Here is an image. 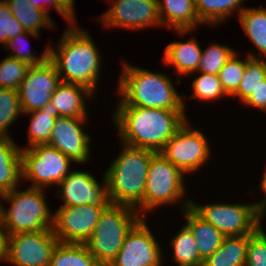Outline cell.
I'll list each match as a JSON object with an SVG mask.
<instances>
[{
  "instance_id": "21",
  "label": "cell",
  "mask_w": 266,
  "mask_h": 266,
  "mask_svg": "<svg viewBox=\"0 0 266 266\" xmlns=\"http://www.w3.org/2000/svg\"><path fill=\"white\" fill-rule=\"evenodd\" d=\"M14 137H0V195L23 186L21 148Z\"/></svg>"
},
{
  "instance_id": "5",
  "label": "cell",
  "mask_w": 266,
  "mask_h": 266,
  "mask_svg": "<svg viewBox=\"0 0 266 266\" xmlns=\"http://www.w3.org/2000/svg\"><path fill=\"white\" fill-rule=\"evenodd\" d=\"M20 186L0 195V223L7 235L36 232L53 227V209L45 189ZM4 202V203H3ZM5 202L9 203L7 205Z\"/></svg>"
},
{
  "instance_id": "31",
  "label": "cell",
  "mask_w": 266,
  "mask_h": 266,
  "mask_svg": "<svg viewBox=\"0 0 266 266\" xmlns=\"http://www.w3.org/2000/svg\"><path fill=\"white\" fill-rule=\"evenodd\" d=\"M40 36V34L26 31L24 33L17 34L3 47L4 49H6V51H9V54L6 56L16 58L19 61H23L30 66L42 64L49 58V44H47V46L44 47L45 50L42 51L40 55H38L36 51H32L31 48H29L30 42L28 41L30 37L38 39L41 38Z\"/></svg>"
},
{
  "instance_id": "43",
  "label": "cell",
  "mask_w": 266,
  "mask_h": 266,
  "mask_svg": "<svg viewBox=\"0 0 266 266\" xmlns=\"http://www.w3.org/2000/svg\"><path fill=\"white\" fill-rule=\"evenodd\" d=\"M76 19L75 0H58Z\"/></svg>"
},
{
  "instance_id": "22",
  "label": "cell",
  "mask_w": 266,
  "mask_h": 266,
  "mask_svg": "<svg viewBox=\"0 0 266 266\" xmlns=\"http://www.w3.org/2000/svg\"><path fill=\"white\" fill-rule=\"evenodd\" d=\"M180 213L185 218L184 224L193 234L200 258L205 261L218 250L225 236L201 218L190 206Z\"/></svg>"
},
{
  "instance_id": "2",
  "label": "cell",
  "mask_w": 266,
  "mask_h": 266,
  "mask_svg": "<svg viewBox=\"0 0 266 266\" xmlns=\"http://www.w3.org/2000/svg\"><path fill=\"white\" fill-rule=\"evenodd\" d=\"M77 24L66 26L56 45L47 42L49 59L55 64L62 82L84 86L97 95L104 69L101 52L89 29Z\"/></svg>"
},
{
  "instance_id": "40",
  "label": "cell",
  "mask_w": 266,
  "mask_h": 266,
  "mask_svg": "<svg viewBox=\"0 0 266 266\" xmlns=\"http://www.w3.org/2000/svg\"><path fill=\"white\" fill-rule=\"evenodd\" d=\"M266 113V79L260 82L252 94L241 104Z\"/></svg>"
},
{
  "instance_id": "30",
  "label": "cell",
  "mask_w": 266,
  "mask_h": 266,
  "mask_svg": "<svg viewBox=\"0 0 266 266\" xmlns=\"http://www.w3.org/2000/svg\"><path fill=\"white\" fill-rule=\"evenodd\" d=\"M49 266H101L85 244L58 243Z\"/></svg>"
},
{
  "instance_id": "12",
  "label": "cell",
  "mask_w": 266,
  "mask_h": 266,
  "mask_svg": "<svg viewBox=\"0 0 266 266\" xmlns=\"http://www.w3.org/2000/svg\"><path fill=\"white\" fill-rule=\"evenodd\" d=\"M146 221V218H141L127 233L109 266H164V245L161 247V240H157Z\"/></svg>"
},
{
  "instance_id": "25",
  "label": "cell",
  "mask_w": 266,
  "mask_h": 266,
  "mask_svg": "<svg viewBox=\"0 0 266 266\" xmlns=\"http://www.w3.org/2000/svg\"><path fill=\"white\" fill-rule=\"evenodd\" d=\"M245 2L246 0H195V9L199 21L212 28L228 21L231 15L237 14L238 17L246 7Z\"/></svg>"
},
{
  "instance_id": "37",
  "label": "cell",
  "mask_w": 266,
  "mask_h": 266,
  "mask_svg": "<svg viewBox=\"0 0 266 266\" xmlns=\"http://www.w3.org/2000/svg\"><path fill=\"white\" fill-rule=\"evenodd\" d=\"M263 225L249 234L245 266H266V231Z\"/></svg>"
},
{
  "instance_id": "38",
  "label": "cell",
  "mask_w": 266,
  "mask_h": 266,
  "mask_svg": "<svg viewBox=\"0 0 266 266\" xmlns=\"http://www.w3.org/2000/svg\"><path fill=\"white\" fill-rule=\"evenodd\" d=\"M21 23L12 15L8 4L0 2V44L2 48L17 34L24 33Z\"/></svg>"
},
{
  "instance_id": "13",
  "label": "cell",
  "mask_w": 266,
  "mask_h": 266,
  "mask_svg": "<svg viewBox=\"0 0 266 266\" xmlns=\"http://www.w3.org/2000/svg\"><path fill=\"white\" fill-rule=\"evenodd\" d=\"M58 243L53 228L8 235L5 263L12 266H49Z\"/></svg>"
},
{
  "instance_id": "32",
  "label": "cell",
  "mask_w": 266,
  "mask_h": 266,
  "mask_svg": "<svg viewBox=\"0 0 266 266\" xmlns=\"http://www.w3.org/2000/svg\"><path fill=\"white\" fill-rule=\"evenodd\" d=\"M266 79V59L251 58L246 54V67L238 90L231 96L240 105L252 94L255 88Z\"/></svg>"
},
{
  "instance_id": "18",
  "label": "cell",
  "mask_w": 266,
  "mask_h": 266,
  "mask_svg": "<svg viewBox=\"0 0 266 266\" xmlns=\"http://www.w3.org/2000/svg\"><path fill=\"white\" fill-rule=\"evenodd\" d=\"M157 3L162 28L173 29L182 38L197 33L195 30L203 25L195 9V0H157Z\"/></svg>"
},
{
  "instance_id": "6",
  "label": "cell",
  "mask_w": 266,
  "mask_h": 266,
  "mask_svg": "<svg viewBox=\"0 0 266 266\" xmlns=\"http://www.w3.org/2000/svg\"><path fill=\"white\" fill-rule=\"evenodd\" d=\"M186 177L179 168L157 152L150 161L143 201L135 208L140 216L147 218L146 215L162 209V206L168 208V205L178 204L182 211L189 207L191 197Z\"/></svg>"
},
{
  "instance_id": "27",
  "label": "cell",
  "mask_w": 266,
  "mask_h": 266,
  "mask_svg": "<svg viewBox=\"0 0 266 266\" xmlns=\"http://www.w3.org/2000/svg\"><path fill=\"white\" fill-rule=\"evenodd\" d=\"M53 104L48 102L44 107L28 113L23 116H29V125L27 131V145L21 149L31 148L36 145L48 144L51 137L52 129L55 125Z\"/></svg>"
},
{
  "instance_id": "42",
  "label": "cell",
  "mask_w": 266,
  "mask_h": 266,
  "mask_svg": "<svg viewBox=\"0 0 266 266\" xmlns=\"http://www.w3.org/2000/svg\"><path fill=\"white\" fill-rule=\"evenodd\" d=\"M7 236V232L2 228L0 223V263H5L6 261Z\"/></svg>"
},
{
  "instance_id": "24",
  "label": "cell",
  "mask_w": 266,
  "mask_h": 266,
  "mask_svg": "<svg viewBox=\"0 0 266 266\" xmlns=\"http://www.w3.org/2000/svg\"><path fill=\"white\" fill-rule=\"evenodd\" d=\"M12 15L21 23L26 32L40 34L42 29H49L53 32L56 25L52 16L34 7L30 0H6Z\"/></svg>"
},
{
  "instance_id": "9",
  "label": "cell",
  "mask_w": 266,
  "mask_h": 266,
  "mask_svg": "<svg viewBox=\"0 0 266 266\" xmlns=\"http://www.w3.org/2000/svg\"><path fill=\"white\" fill-rule=\"evenodd\" d=\"M192 125L188 118L159 152L186 176L200 173L213 156L209 137Z\"/></svg>"
},
{
  "instance_id": "20",
  "label": "cell",
  "mask_w": 266,
  "mask_h": 266,
  "mask_svg": "<svg viewBox=\"0 0 266 266\" xmlns=\"http://www.w3.org/2000/svg\"><path fill=\"white\" fill-rule=\"evenodd\" d=\"M196 36L186 41H173L163 50L161 61L162 67L173 68L175 71L171 74L186 78L190 74L196 73L201 59L202 47Z\"/></svg>"
},
{
  "instance_id": "8",
  "label": "cell",
  "mask_w": 266,
  "mask_h": 266,
  "mask_svg": "<svg viewBox=\"0 0 266 266\" xmlns=\"http://www.w3.org/2000/svg\"><path fill=\"white\" fill-rule=\"evenodd\" d=\"M197 203L192 197L190 207L225 237L252 234L264 223L257 213L254 201Z\"/></svg>"
},
{
  "instance_id": "28",
  "label": "cell",
  "mask_w": 266,
  "mask_h": 266,
  "mask_svg": "<svg viewBox=\"0 0 266 266\" xmlns=\"http://www.w3.org/2000/svg\"><path fill=\"white\" fill-rule=\"evenodd\" d=\"M179 232L169 239L171 261L176 266H203V260L199 256L197 245L190 229L182 223Z\"/></svg>"
},
{
  "instance_id": "23",
  "label": "cell",
  "mask_w": 266,
  "mask_h": 266,
  "mask_svg": "<svg viewBox=\"0 0 266 266\" xmlns=\"http://www.w3.org/2000/svg\"><path fill=\"white\" fill-rule=\"evenodd\" d=\"M240 27L256 52L247 51L251 58L266 59V7H245L239 14Z\"/></svg>"
},
{
  "instance_id": "35",
  "label": "cell",
  "mask_w": 266,
  "mask_h": 266,
  "mask_svg": "<svg viewBox=\"0 0 266 266\" xmlns=\"http://www.w3.org/2000/svg\"><path fill=\"white\" fill-rule=\"evenodd\" d=\"M240 56L237 50L218 73L219 81L229 97L238 90L245 72L246 53L244 55L245 58Z\"/></svg>"
},
{
  "instance_id": "36",
  "label": "cell",
  "mask_w": 266,
  "mask_h": 266,
  "mask_svg": "<svg viewBox=\"0 0 266 266\" xmlns=\"http://www.w3.org/2000/svg\"><path fill=\"white\" fill-rule=\"evenodd\" d=\"M30 65L16 58L5 56L0 61V88L17 90L25 79Z\"/></svg>"
},
{
  "instance_id": "15",
  "label": "cell",
  "mask_w": 266,
  "mask_h": 266,
  "mask_svg": "<svg viewBox=\"0 0 266 266\" xmlns=\"http://www.w3.org/2000/svg\"><path fill=\"white\" fill-rule=\"evenodd\" d=\"M88 121L89 118L57 117L48 145L71 159L73 165L89 164L93 137L84 128Z\"/></svg>"
},
{
  "instance_id": "33",
  "label": "cell",
  "mask_w": 266,
  "mask_h": 266,
  "mask_svg": "<svg viewBox=\"0 0 266 266\" xmlns=\"http://www.w3.org/2000/svg\"><path fill=\"white\" fill-rule=\"evenodd\" d=\"M19 116H23V110L18 91L0 88V137H12L8 130L18 122Z\"/></svg>"
},
{
  "instance_id": "10",
  "label": "cell",
  "mask_w": 266,
  "mask_h": 266,
  "mask_svg": "<svg viewBox=\"0 0 266 266\" xmlns=\"http://www.w3.org/2000/svg\"><path fill=\"white\" fill-rule=\"evenodd\" d=\"M21 155L22 182L45 190L56 187L72 171L74 163L48 144L21 149Z\"/></svg>"
},
{
  "instance_id": "39",
  "label": "cell",
  "mask_w": 266,
  "mask_h": 266,
  "mask_svg": "<svg viewBox=\"0 0 266 266\" xmlns=\"http://www.w3.org/2000/svg\"><path fill=\"white\" fill-rule=\"evenodd\" d=\"M34 7L50 13V9H55L57 13L67 22L68 25H74L78 20L58 1V0H30Z\"/></svg>"
},
{
  "instance_id": "17",
  "label": "cell",
  "mask_w": 266,
  "mask_h": 266,
  "mask_svg": "<svg viewBox=\"0 0 266 266\" xmlns=\"http://www.w3.org/2000/svg\"><path fill=\"white\" fill-rule=\"evenodd\" d=\"M60 83L57 68L49 58L40 65L30 66L25 79L17 89L23 113L44 107L50 102Z\"/></svg>"
},
{
  "instance_id": "1",
  "label": "cell",
  "mask_w": 266,
  "mask_h": 266,
  "mask_svg": "<svg viewBox=\"0 0 266 266\" xmlns=\"http://www.w3.org/2000/svg\"><path fill=\"white\" fill-rule=\"evenodd\" d=\"M111 123L119 142L136 148L160 152L167 141L189 118L185 110L115 106Z\"/></svg>"
},
{
  "instance_id": "3",
  "label": "cell",
  "mask_w": 266,
  "mask_h": 266,
  "mask_svg": "<svg viewBox=\"0 0 266 266\" xmlns=\"http://www.w3.org/2000/svg\"><path fill=\"white\" fill-rule=\"evenodd\" d=\"M121 72L118 75L115 106H137L168 110H185L183 91L179 93L176 84L181 86V79L174 83L168 73L153 71L133 65L126 59L121 60Z\"/></svg>"
},
{
  "instance_id": "7",
  "label": "cell",
  "mask_w": 266,
  "mask_h": 266,
  "mask_svg": "<svg viewBox=\"0 0 266 266\" xmlns=\"http://www.w3.org/2000/svg\"><path fill=\"white\" fill-rule=\"evenodd\" d=\"M141 218L133 207L109 203L84 244L101 266H109L120 251L127 233Z\"/></svg>"
},
{
  "instance_id": "14",
  "label": "cell",
  "mask_w": 266,
  "mask_h": 266,
  "mask_svg": "<svg viewBox=\"0 0 266 266\" xmlns=\"http://www.w3.org/2000/svg\"><path fill=\"white\" fill-rule=\"evenodd\" d=\"M107 205L60 206L53 214V231L60 243L84 244Z\"/></svg>"
},
{
  "instance_id": "29",
  "label": "cell",
  "mask_w": 266,
  "mask_h": 266,
  "mask_svg": "<svg viewBox=\"0 0 266 266\" xmlns=\"http://www.w3.org/2000/svg\"><path fill=\"white\" fill-rule=\"evenodd\" d=\"M194 76L191 81V95L186 97V93H183V105L187 113V101L186 98L190 100L194 99L195 102L198 100L204 103L208 102H221V99L227 97L230 98L224 91L221 82L219 81L218 75L207 74V73H193L190 76Z\"/></svg>"
},
{
  "instance_id": "19",
  "label": "cell",
  "mask_w": 266,
  "mask_h": 266,
  "mask_svg": "<svg viewBox=\"0 0 266 266\" xmlns=\"http://www.w3.org/2000/svg\"><path fill=\"white\" fill-rule=\"evenodd\" d=\"M88 88L72 83L62 82L52 94L50 102L53 104L54 117L88 118L89 107L87 100L98 98Z\"/></svg>"
},
{
  "instance_id": "11",
  "label": "cell",
  "mask_w": 266,
  "mask_h": 266,
  "mask_svg": "<svg viewBox=\"0 0 266 266\" xmlns=\"http://www.w3.org/2000/svg\"><path fill=\"white\" fill-rule=\"evenodd\" d=\"M109 9L95 20L105 29H125L130 32L162 27L157 0H103Z\"/></svg>"
},
{
  "instance_id": "34",
  "label": "cell",
  "mask_w": 266,
  "mask_h": 266,
  "mask_svg": "<svg viewBox=\"0 0 266 266\" xmlns=\"http://www.w3.org/2000/svg\"><path fill=\"white\" fill-rule=\"evenodd\" d=\"M214 42H212V44L210 43L204 50H202L201 59L196 73L218 75L225 63L237 51L228 44Z\"/></svg>"
},
{
  "instance_id": "41",
  "label": "cell",
  "mask_w": 266,
  "mask_h": 266,
  "mask_svg": "<svg viewBox=\"0 0 266 266\" xmlns=\"http://www.w3.org/2000/svg\"><path fill=\"white\" fill-rule=\"evenodd\" d=\"M265 171L263 172L262 178L259 179L258 187L259 191H261L264 195L261 199L254 201L255 207L258 215L265 221L266 217V165H264Z\"/></svg>"
},
{
  "instance_id": "4",
  "label": "cell",
  "mask_w": 266,
  "mask_h": 266,
  "mask_svg": "<svg viewBox=\"0 0 266 266\" xmlns=\"http://www.w3.org/2000/svg\"><path fill=\"white\" fill-rule=\"evenodd\" d=\"M119 144V154L104 171L108 200L136 208L143 201L150 161L157 152Z\"/></svg>"
},
{
  "instance_id": "16",
  "label": "cell",
  "mask_w": 266,
  "mask_h": 266,
  "mask_svg": "<svg viewBox=\"0 0 266 266\" xmlns=\"http://www.w3.org/2000/svg\"><path fill=\"white\" fill-rule=\"evenodd\" d=\"M56 198L62 200L61 206L108 205L107 182L105 174L101 181L89 170L74 169L57 185Z\"/></svg>"
},
{
  "instance_id": "26",
  "label": "cell",
  "mask_w": 266,
  "mask_h": 266,
  "mask_svg": "<svg viewBox=\"0 0 266 266\" xmlns=\"http://www.w3.org/2000/svg\"><path fill=\"white\" fill-rule=\"evenodd\" d=\"M249 235L224 237L221 246L203 266H245Z\"/></svg>"
}]
</instances>
